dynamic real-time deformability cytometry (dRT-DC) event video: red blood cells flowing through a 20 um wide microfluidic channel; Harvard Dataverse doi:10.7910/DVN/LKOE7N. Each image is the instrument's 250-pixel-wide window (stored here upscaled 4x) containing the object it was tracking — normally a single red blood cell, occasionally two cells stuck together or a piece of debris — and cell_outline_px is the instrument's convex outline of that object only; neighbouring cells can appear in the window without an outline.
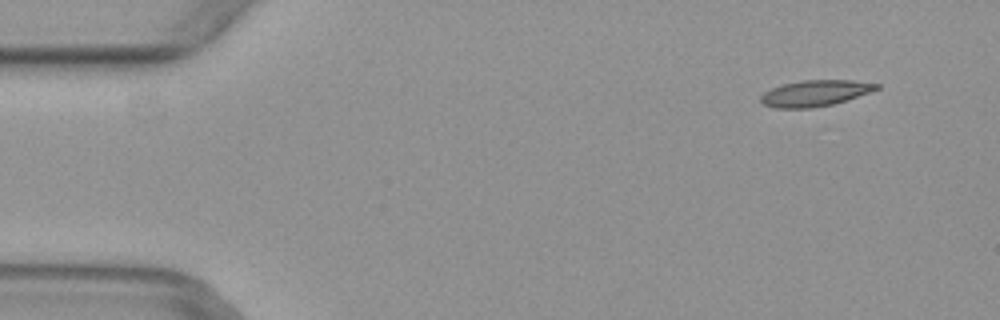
{"species": "common noctule bat (a hibernating species)", "species_latin": "Nyctalus noctula", "temperature_condition": "warm", "stored_images_in_passage": 3, "camera_frame_rate_fps": 3000, "um_per_image_px": 0.085, "animal": {"sex": "female", "body_mass_g": 29.2, "forearm_length_mm": 56.3}, "frame": {"image": 1, "passage_image": 1, "time_ms": 0.0, "image_size_px": [1000, 320], "cell_outline_px": [[880, 88], [832, 104], [812, 108], [776, 108], [764, 104], [760, 100], [760, 96], [764, 92], [772, 88], [784, 84], [804, 80], [852, 80], [880, 84]], "centroid_in_image_um": [69.25, 7.92], "position_along_channel_um": 15.7, "area_um2": 17.28}}